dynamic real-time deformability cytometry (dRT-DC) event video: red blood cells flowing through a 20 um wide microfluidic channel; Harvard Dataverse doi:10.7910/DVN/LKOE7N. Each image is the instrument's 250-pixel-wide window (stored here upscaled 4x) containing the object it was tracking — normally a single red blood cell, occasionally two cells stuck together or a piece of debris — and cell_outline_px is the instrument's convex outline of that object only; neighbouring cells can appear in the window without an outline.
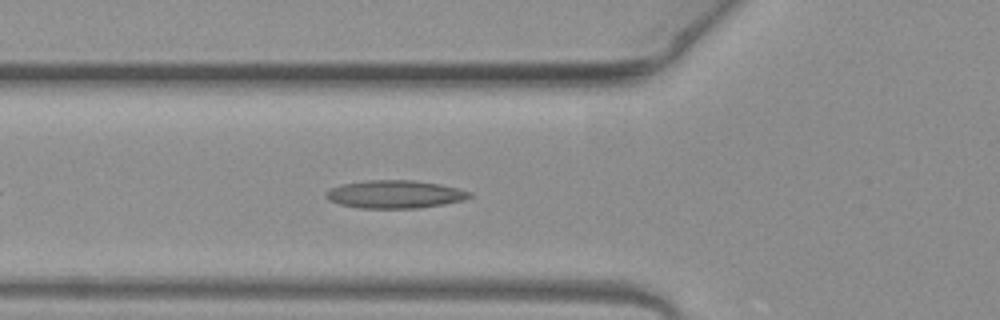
{"species": "common noctule bat (a hibernating species)", "species_latin": "Nyctalus noctula", "temperature_condition": "warm", "stored_images_in_passage": 39, "camera_frame_rate_fps": 3000, "um_per_image_px": 0.085, "animal": {"sex": "female", "body_mass_g": 19.3, "forearm_length_mm": 54.1}, "frame": {"image": 1, "passage_image": 8, "time_ms": 2.333, "image_size_px": [1000, 320], "cell_outline_px": [[472, 196], [464, 200], [444, 204], [416, 208], [360, 208], [340, 204], [328, 200], [324, 196], [324, 192], [340, 184], [368, 180], [416, 180], [440, 184], [460, 188], [472, 192]], "centroid_in_image_um": [33.57, 16.5], "position_along_channel_um": 92.2, "area_um2": 23.58}}
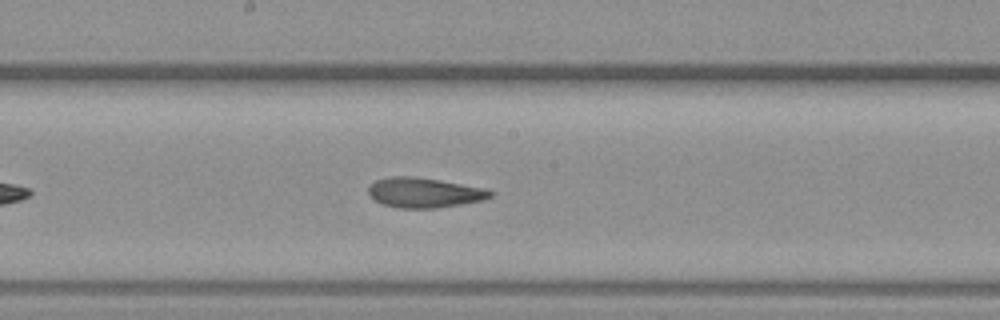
{"frame": {"image": 2, "passage_image": 17, "time_ms": 5.333, "image_size_px": [1000, 320], "cell_outline_px": [[496, 192], [492, 196], [484, 200], [436, 208], [396, 208], [380, 204], [372, 200], [368, 192], [368, 188], [376, 180], [392, 176], [408, 176], [436, 180], [484, 188]], "centroid_in_image_um": [36.03, 16.39], "position_along_channel_um": 212.2, "area_um2": 21.21}}
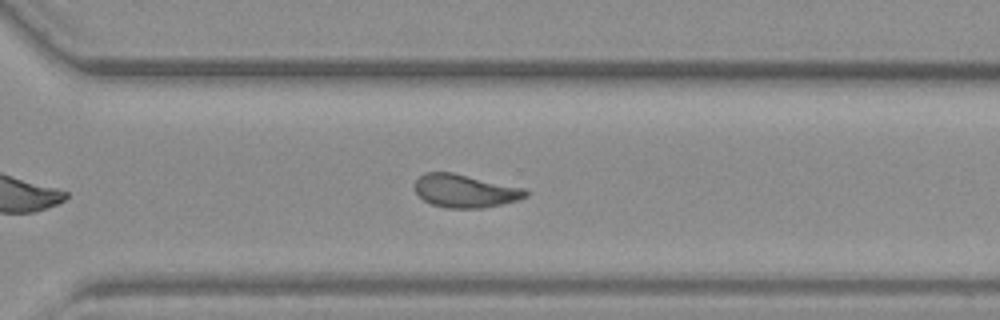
{"frame": {"image": 3, "passage_image": 26, "time_ms": 8.333, "image_size_px": [1000, 320], "cell_outline_px": [[528, 196], [516, 200], [484, 208], [448, 208], [432, 204], [424, 200], [416, 192], [416, 180], [424, 172], [452, 172], [524, 188], [528, 192]], "centroid_in_image_um": [39.53, 16.22], "position_along_channel_um": 331.1, "area_um2": 21.15}, "authors_computed_cell_mechanics": {"area_um2": 21.2126, "velocity_mm_per_s": 3.9755, "shape_relaxation_time_tau1_ms": null, "shape_relaxation_time_tau2_ms": 1.9405, "deformation_change_tau1": null, "deformation_change_tau2": 0.0874}}